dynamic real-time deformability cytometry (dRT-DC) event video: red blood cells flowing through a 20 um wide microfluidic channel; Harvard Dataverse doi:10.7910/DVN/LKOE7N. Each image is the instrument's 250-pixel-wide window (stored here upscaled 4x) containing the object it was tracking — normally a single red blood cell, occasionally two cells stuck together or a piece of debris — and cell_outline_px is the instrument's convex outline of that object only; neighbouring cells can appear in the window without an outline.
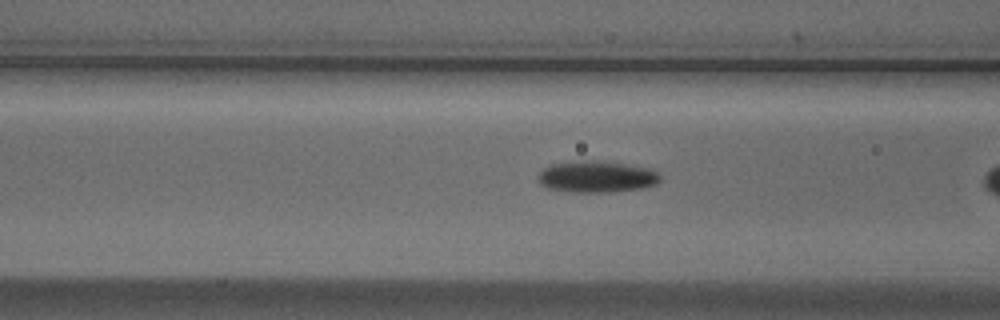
{"species": "Egyptian fruit bat (a non-hibernating species)", "species_latin": "Rousettus aegyptiacus", "temperature_condition": "cold", "stored_images_in_passage": 9, "camera_frame_rate_fps": 3000, "um_per_image_px": 0.085, "animal": {"sex": "male"}, "frame": {"image": 1, "passage_image": 8, "time_ms": 2.333, "image_size_px": [1000, 320], "cell_outline_px": [[660, 180], [656, 184], [640, 188], [608, 192], [576, 192], [548, 188], [540, 184], [536, 180], [536, 176], [548, 164], [584, 160], [596, 160], [624, 164], [644, 168], [656, 172], [660, 176]], "centroid_in_image_um": [50.62, 15.02], "position_along_channel_um": 116.0, "area_um2": 22.25}}